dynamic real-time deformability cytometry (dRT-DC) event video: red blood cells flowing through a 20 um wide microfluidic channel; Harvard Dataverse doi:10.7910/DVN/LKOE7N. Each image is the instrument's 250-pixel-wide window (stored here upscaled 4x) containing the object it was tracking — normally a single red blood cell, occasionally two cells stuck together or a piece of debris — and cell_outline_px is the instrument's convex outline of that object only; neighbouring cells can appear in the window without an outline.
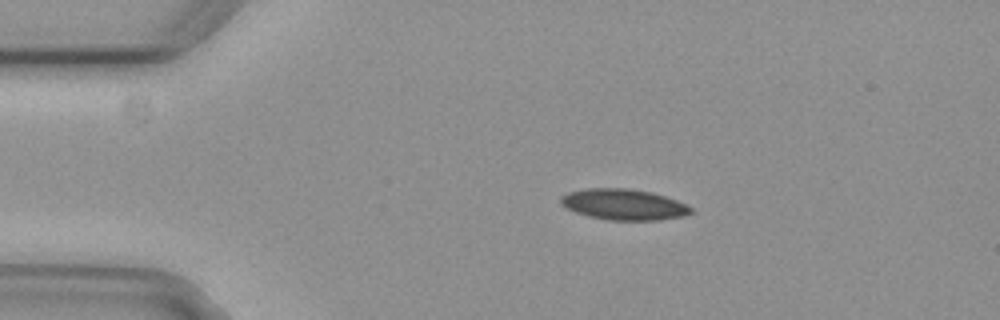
{"species": "common noctule bat (a hibernating species)", "species_latin": "Nyctalus noctula", "temperature_condition": "cold", "stored_images_in_passage": 4, "camera_frame_rate_fps": 3000, "um_per_image_px": 0.085, "animal": {"sex": "female", "body_mass_g": 29.2, "forearm_length_mm": 56.3}, "frame": {"image": 1, "passage_image": 2, "time_ms": 0.333, "image_size_px": [1000, 320], "cell_outline_px": [[696, 212], [684, 216], [660, 220], [608, 220], [588, 216], [576, 212], [560, 204], [560, 196], [568, 192], [588, 188], [628, 188], [652, 192], [676, 200], [692, 208]], "centroid_in_image_um": [53.03, 17.38], "position_along_channel_um": 32.0, "area_um2": 23.52}}